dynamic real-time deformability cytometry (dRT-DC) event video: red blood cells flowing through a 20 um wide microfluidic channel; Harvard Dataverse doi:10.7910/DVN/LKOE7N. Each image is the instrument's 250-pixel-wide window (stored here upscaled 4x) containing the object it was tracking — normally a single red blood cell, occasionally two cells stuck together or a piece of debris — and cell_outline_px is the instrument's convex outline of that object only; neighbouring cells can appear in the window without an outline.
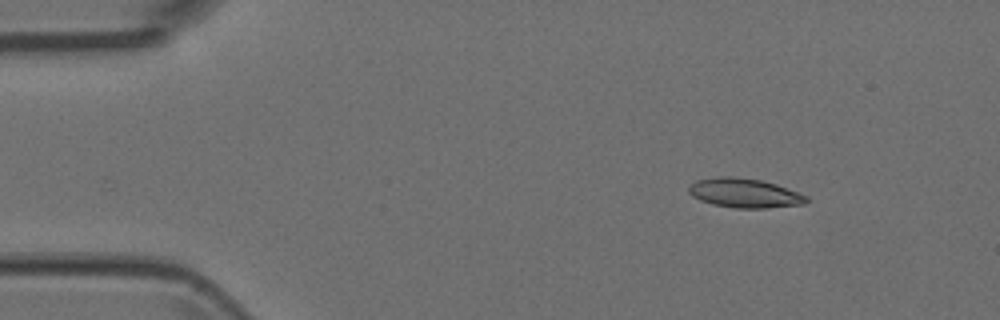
{"species": "Egyptian fruit bat (a non-hibernating species)", "species_latin": "Rousettus aegyptiacus", "temperature_condition": "room temperature", "stored_images_in_passage": 5, "camera_frame_rate_fps": 3000, "um_per_image_px": 0.085, "animal": {"sex": "female"}, "frame": {"image": 1, "passage_image": 1, "time_ms": 0.0, "image_size_px": [1000, 320], "cell_outline_px": [[808, 200], [804, 204], [768, 208], [736, 208], [712, 204], [700, 200], [692, 196], [688, 192], [688, 188], [696, 180], [720, 176], [732, 176], [760, 180], [776, 184], [808, 196]], "centroid_in_image_um": [63.28, 16.41], "position_along_channel_um": 21.7, "area_um2": 20.06}}
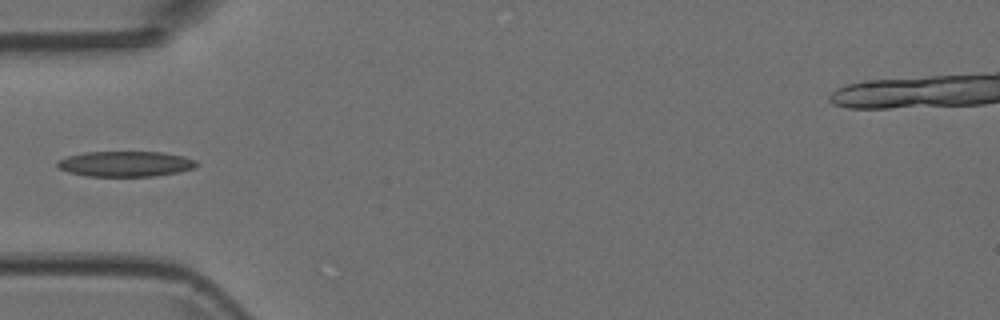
{"frame": {"image": 2, "passage_image": 4, "time_ms": 1.0, "image_size_px": [1000, 320], "cell_outline_px": [[200, 164], [196, 168], [156, 176], [88, 176], [68, 172], [60, 168], [56, 164], [56, 160], [68, 156], [84, 152], [164, 152], [184, 156], [196, 160]], "centroid_in_image_um": [10.69, 13.92], "position_along_channel_um": 74.3, "area_um2": 20.75}}
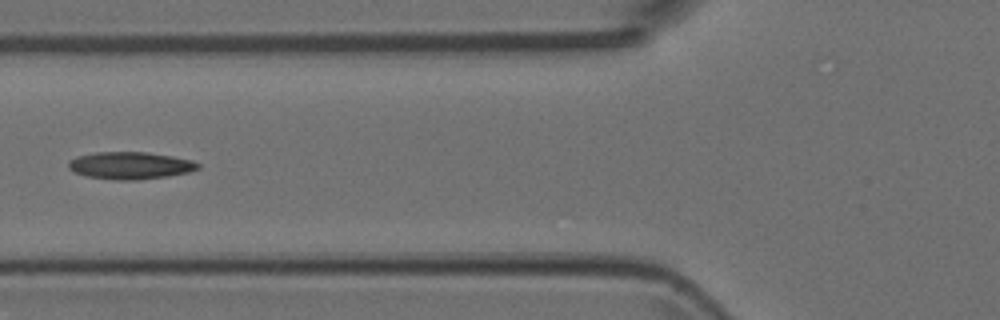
{"frame": {"image": 3, "passage_image": 5, "time_ms": 1.333, "image_size_px": [1000, 320], "cell_outline_px": [[200, 168], [188, 172], [168, 176], [136, 180], [116, 180], [88, 176], [76, 172], [68, 168], [68, 160], [76, 156], [96, 152], [148, 152], [172, 156], [192, 160], [200, 164]], "centroid_in_image_um": [11.07, 14.06], "position_along_channel_um": 114.7, "area_um2": 20.58}}